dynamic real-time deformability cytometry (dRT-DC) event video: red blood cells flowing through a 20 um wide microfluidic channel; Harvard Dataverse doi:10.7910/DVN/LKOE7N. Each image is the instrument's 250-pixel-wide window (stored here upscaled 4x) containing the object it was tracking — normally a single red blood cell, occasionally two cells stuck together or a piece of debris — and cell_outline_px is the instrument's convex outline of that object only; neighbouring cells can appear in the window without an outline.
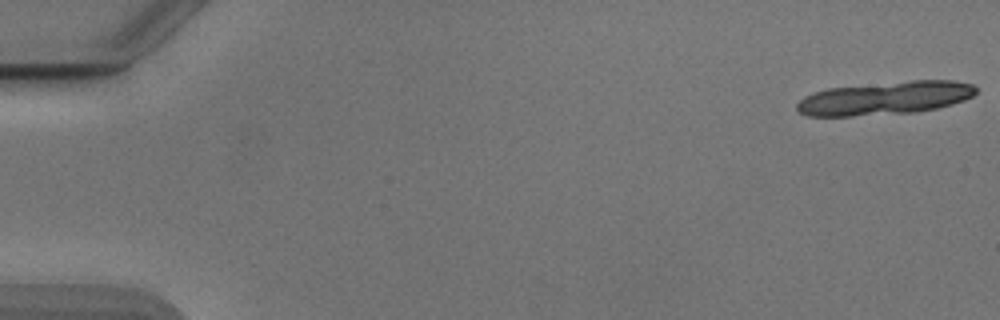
{"species": "Egyptian fruit bat (a non-hibernating species)", "species_latin": "Rousettus aegyptiacus", "temperature_condition": "cold", "stored_images_in_passage": 21, "camera_frame_rate_fps": 3000, "um_per_image_px": 0.085, "animal": {"sex": "male"}, "frame": {"image": 1, "passage_image": 1, "time_ms": 0.0, "image_size_px": [1000, 320], "cell_outline_px": [[976, 92], [972, 96], [964, 100], [952, 104], [936, 108], [916, 112], [852, 116], [808, 116], [800, 112], [796, 108], [796, 104], [804, 96], [812, 92], [828, 88], [912, 80], [952, 80], [972, 84], [976, 88]], "centroid_in_image_um": [75.21, 8.34], "position_along_channel_um": 9.8, "area_um2": 34.68}}